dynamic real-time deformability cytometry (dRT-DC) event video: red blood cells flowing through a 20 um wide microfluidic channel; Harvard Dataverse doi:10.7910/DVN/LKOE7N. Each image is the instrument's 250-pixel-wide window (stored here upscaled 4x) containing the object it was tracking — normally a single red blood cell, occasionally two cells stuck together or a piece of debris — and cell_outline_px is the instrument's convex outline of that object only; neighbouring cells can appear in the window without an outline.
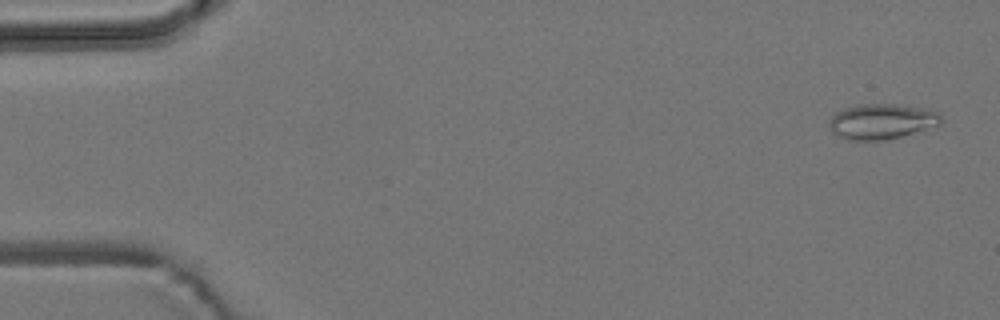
{"species": "common noctule bat (a hibernating species)", "species_latin": "Nyctalus noctula", "temperature_condition": "room temperature", "stored_images_in_passage": 9, "camera_frame_rate_fps": 3000, "um_per_image_px": 0.085, "animal": {"sex": "male", "body_mass_g": 19.2, "forearm_length_mm": 51.8}, "frame": {"image": 1, "passage_image": 2, "time_ms": 0.333, "image_size_px": [1000, 320], "cell_outline_px": [[944, 120], [940, 124], [888, 140], [848, 140], [836, 136], [832, 132], [828, 124], [832, 116], [836, 112], [844, 108], [860, 104], [892, 104], [928, 108], [940, 112]], "centroid_in_image_um": [74.95, 10.32], "position_along_channel_um": 10.0, "area_um2": 23.24}}